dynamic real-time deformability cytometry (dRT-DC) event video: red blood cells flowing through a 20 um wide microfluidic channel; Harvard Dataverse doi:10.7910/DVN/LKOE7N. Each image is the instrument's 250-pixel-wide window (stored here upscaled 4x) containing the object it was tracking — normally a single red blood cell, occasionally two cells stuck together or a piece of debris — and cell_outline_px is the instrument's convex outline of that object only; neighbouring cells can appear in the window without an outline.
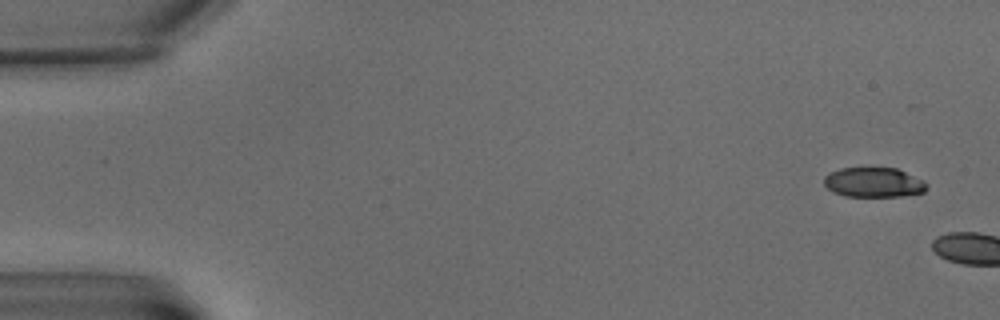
{"species": "common noctule bat (a hibernating species)", "species_latin": "Nyctalus noctula", "temperature_condition": "warm", "stored_images_in_passage": 3, "camera_frame_rate_fps": 3000, "um_per_image_px": 0.085, "animal": {"sex": "male", "body_mass_g": 15.6}, "frame": {"image": 1, "passage_image": 1, "time_ms": 0.0, "image_size_px": [1000, 320], "cell_outline_px": [[928, 188], [924, 192], [904, 196], [844, 196], [832, 192], [824, 184], [824, 176], [840, 168], [896, 168], [924, 180], [928, 184]], "centroid_in_image_um": [74.28, 15.51], "position_along_channel_um": 10.7, "area_um2": 17.86}}